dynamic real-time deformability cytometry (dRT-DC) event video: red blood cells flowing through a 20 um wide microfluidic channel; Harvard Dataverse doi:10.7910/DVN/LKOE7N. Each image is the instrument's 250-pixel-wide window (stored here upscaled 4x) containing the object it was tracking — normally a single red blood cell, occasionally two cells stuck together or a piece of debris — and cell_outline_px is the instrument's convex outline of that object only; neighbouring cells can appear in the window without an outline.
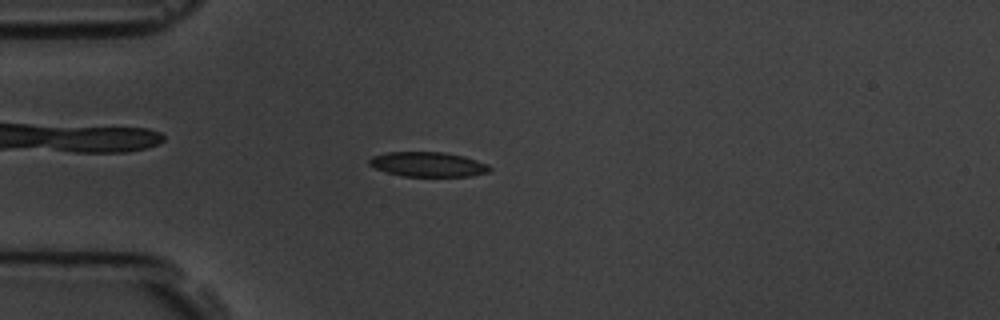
{"species": "common noctule bat (a hibernating species)", "species_latin": "Nyctalus noctula", "temperature_condition": "room temperature", "stored_images_in_passage": 5, "camera_frame_rate_fps": 3000, "um_per_image_px": 0.085, "animal": {"sex": "male", "body_mass_g": 19.5, "forearm_length_mm": 54.6}, "frame": {"image": 1, "passage_image": 4, "time_ms": 3.333, "image_size_px": [1000, 320], "cell_outline_px": [[492, 168], [488, 172], [472, 176], [404, 176], [384, 172], [368, 164], [368, 160], [372, 156], [384, 152], [444, 152], [464, 156], [488, 164]], "centroid_in_image_um": [36.36, 13.96], "position_along_channel_um": 48.6, "area_um2": 17.46}}